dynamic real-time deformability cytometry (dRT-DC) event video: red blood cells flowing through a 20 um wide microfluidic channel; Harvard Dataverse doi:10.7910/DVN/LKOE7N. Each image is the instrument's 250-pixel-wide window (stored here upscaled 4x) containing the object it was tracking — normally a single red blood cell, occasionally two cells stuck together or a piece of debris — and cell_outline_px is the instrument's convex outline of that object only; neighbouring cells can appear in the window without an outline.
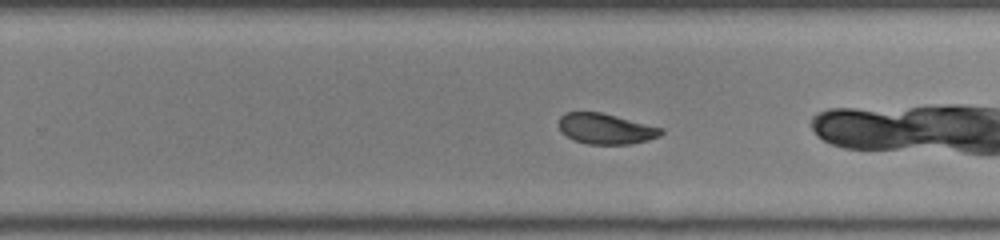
{"species": "common noctule bat (a hibernating species)", "species_latin": "Nyctalus noctula", "temperature_condition": "room temperature", "stored_images_in_passage": 29, "camera_frame_rate_fps": 3000, "um_per_image_px": 0.085, "animal": {"sex": "female", "body_mass_g": 22.0, "forearm_length_mm": 56.7}, "frame": {"image": 1, "passage_image": 21, "time_ms": 6.667, "image_size_px": [1000, 240], "cell_outline_px": [[664, 132], [660, 136], [648, 140], [632, 144], [588, 144], [572, 140], [560, 132], [560, 116], [568, 112], [600, 112], [664, 128]], "centroid_in_image_um": [51.5, 10.96], "position_along_channel_um": 278.3, "area_um2": 18.26}}